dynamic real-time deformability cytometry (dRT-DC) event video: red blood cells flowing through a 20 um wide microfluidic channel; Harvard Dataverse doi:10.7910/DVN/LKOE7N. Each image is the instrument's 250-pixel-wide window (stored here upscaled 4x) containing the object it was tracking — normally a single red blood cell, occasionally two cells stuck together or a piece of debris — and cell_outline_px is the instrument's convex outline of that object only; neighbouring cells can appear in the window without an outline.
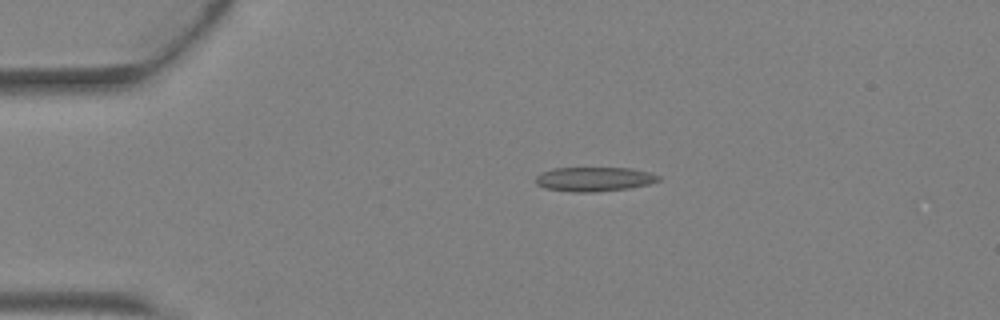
{"species": "Egyptian fruit bat (a non-hibernating species)", "species_latin": "Rousettus aegyptiacus", "temperature_condition": "warm", "stored_images_in_passage": 2, "camera_frame_rate_fps": 3000, "um_per_image_px": 0.085, "animal": {"sex": "female"}, "frame": {"image": 1, "passage_image": 1, "time_ms": 0.0, "image_size_px": [1000, 320], "cell_outline_px": [[660, 180], [648, 184], [628, 188], [596, 192], [572, 192], [544, 188], [536, 184], [536, 176], [540, 172], [552, 168], [632, 168], [648, 172], [660, 176]], "centroid_in_image_um": [50.46, 15.22], "position_along_channel_um": 34.5, "area_um2": 17.46}}